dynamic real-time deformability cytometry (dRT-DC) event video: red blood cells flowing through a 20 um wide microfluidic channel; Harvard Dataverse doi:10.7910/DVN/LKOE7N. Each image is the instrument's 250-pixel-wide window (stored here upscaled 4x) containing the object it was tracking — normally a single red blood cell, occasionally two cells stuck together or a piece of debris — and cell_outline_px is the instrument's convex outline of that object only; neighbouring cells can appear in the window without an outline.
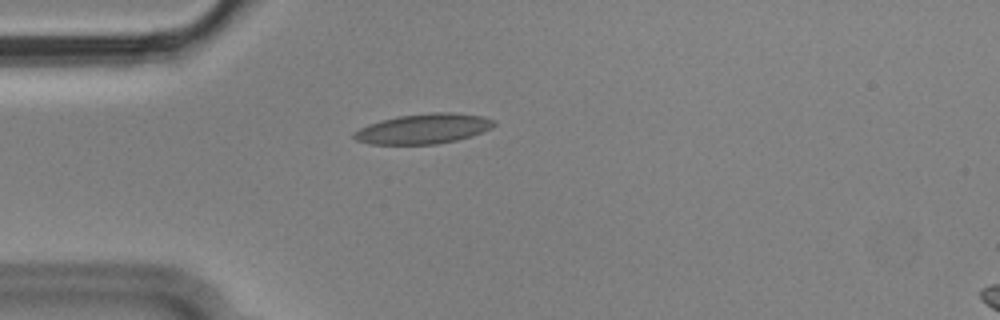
{"species": "Egyptian fruit bat (a non-hibernating species)", "species_latin": "Rousettus aegyptiacus", "temperature_condition": "cold", "stored_images_in_passage": 42, "camera_frame_rate_fps": 3000, "um_per_image_px": 0.085, "animal": {"sex": "male"}, "frame": {"image": 1, "passage_image": 1, "time_ms": 0.0, "image_size_px": [1000, 320], "cell_outline_px": [[496, 124], [492, 128], [456, 140], [436, 144], [368, 144], [356, 140], [352, 136], [352, 132], [368, 124], [380, 120], [396, 116], [432, 112], [452, 112], [484, 116], [496, 120]], "centroid_in_image_um": [35.97, 10.93], "position_along_channel_um": 49.0, "area_um2": 24.62}}
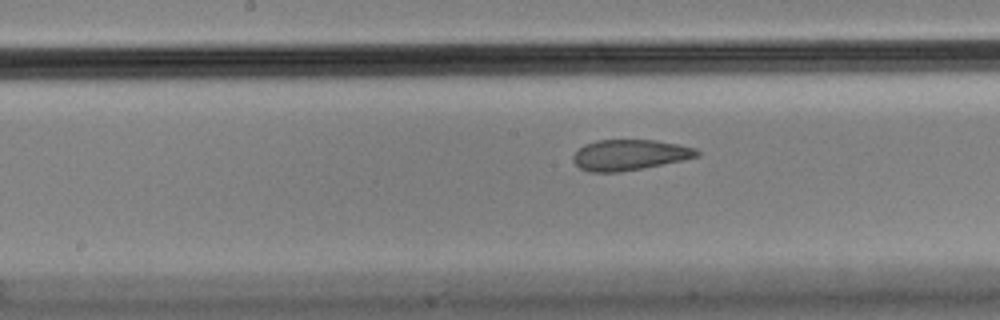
{"frame": {"image": 2, "passage_image": 14, "time_ms": 4.333, "image_size_px": [1000, 320], "cell_outline_px": [[700, 156], [620, 172], [592, 172], [580, 168], [572, 160], [572, 156], [584, 144], [596, 140], [656, 140], [680, 144], [696, 148], [700, 152]], "centroid_in_image_um": [53.51, 13.15], "position_along_channel_um": 194.7, "area_um2": 21.96}}
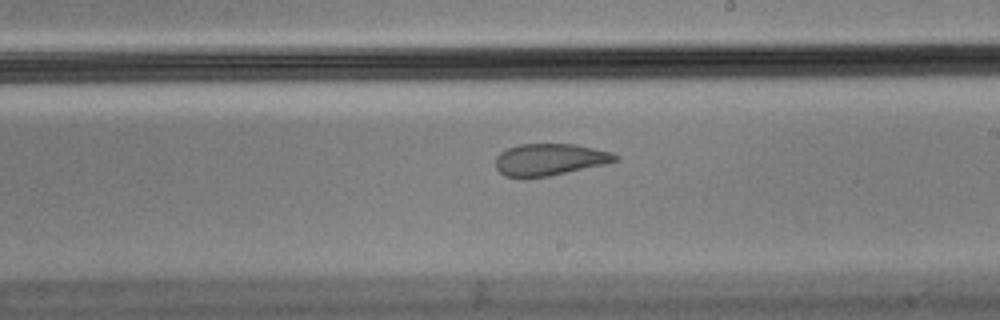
{"frame": {"image": 3, "passage_image": 18, "time_ms": 5.667, "image_size_px": [1000, 320], "cell_outline_px": [[620, 156], [616, 160], [604, 164], [548, 176], [504, 176], [496, 168], [496, 156], [500, 152], [508, 148], [520, 144], [576, 144], [612, 152]], "centroid_in_image_um": [46.73, 13.54], "position_along_channel_um": 242.3, "area_um2": 21.85}, "authors_computed_cell_mechanics": {"area_um2": 23.8714, "velocity_mm_per_s": 3.59, "shape_relaxation_time_tau1_ms": null, "shape_relaxation_time_tau2_ms": 1.5031, "deformation_change_tau1": null, "deformation_change_tau2": 0.0864}}